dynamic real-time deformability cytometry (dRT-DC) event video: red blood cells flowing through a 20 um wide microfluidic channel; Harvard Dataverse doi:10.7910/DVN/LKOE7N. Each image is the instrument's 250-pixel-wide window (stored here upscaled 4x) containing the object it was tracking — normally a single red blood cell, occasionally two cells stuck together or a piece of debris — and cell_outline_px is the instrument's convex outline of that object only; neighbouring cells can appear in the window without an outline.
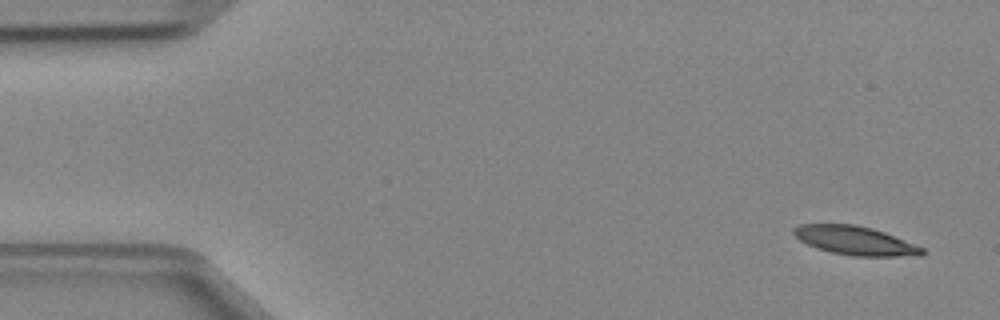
{"species": "Egyptian fruit bat (a non-hibernating species)", "species_latin": "Rousettus aegyptiacus", "temperature_condition": "cold", "stored_images_in_passage": 5, "segment_of_instrument_passage": [1, 2], "camera_frame_rate_fps": 3000, "um_per_image_px": 0.085, "animal": {"sex": "female"}, "frame": {"image": 1, "passage_image": 1, "time_ms": 0.0, "image_size_px": [1000, 320], "cell_outline_px": [[928, 252], [920, 256], [852, 256], [832, 252], [816, 248], [800, 240], [792, 232], [792, 228], [800, 224], [852, 224], [872, 228], [884, 232], [924, 248]], "centroid_in_image_um": [72.7, 20.45], "position_along_channel_um": 12.3, "area_um2": 21.5}}
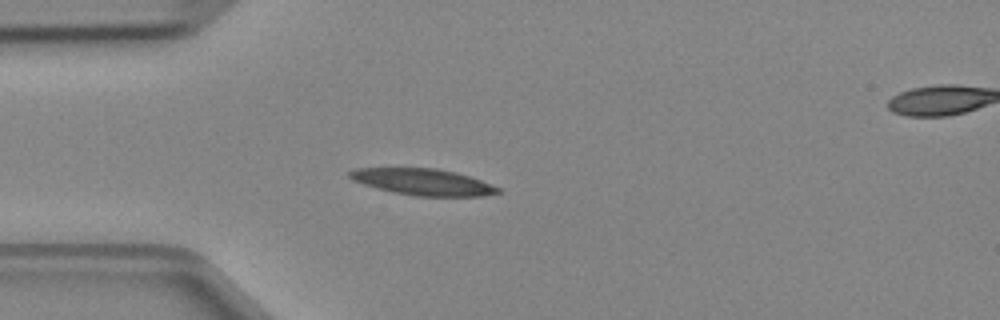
{"frame": {"image": 2, "passage_image": 4, "time_ms": 1.0, "image_size_px": [1000, 320], "cell_outline_px": [[504, 192], [484, 196], [416, 196], [392, 192], [376, 188], [352, 180], [348, 176], [348, 172], [356, 168], [436, 168], [456, 172], [480, 180], [500, 188]], "centroid_in_image_um": [35.96, 15.47], "position_along_channel_um": 49.0, "area_um2": 22.89}}